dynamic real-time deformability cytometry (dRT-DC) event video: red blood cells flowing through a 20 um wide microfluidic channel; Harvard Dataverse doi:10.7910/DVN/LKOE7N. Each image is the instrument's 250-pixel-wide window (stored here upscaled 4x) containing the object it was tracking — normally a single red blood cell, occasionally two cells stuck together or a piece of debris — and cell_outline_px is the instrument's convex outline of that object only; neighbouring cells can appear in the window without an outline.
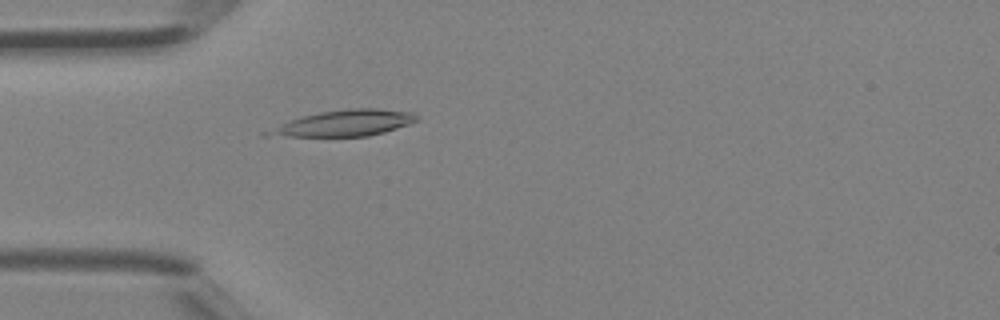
{"species": "Egyptian fruit bat (a non-hibernating species)", "species_latin": "Rousettus aegyptiacus", "temperature_condition": "room temperature", "stored_images_in_passage": 33, "camera_frame_rate_fps": 3000, "um_per_image_px": 0.085, "animal": {"sex": "female"}, "frame": {"image": 1, "passage_image": 4, "time_ms": 1.0, "image_size_px": [1000, 320], "cell_outline_px": [[420, 120], [384, 132], [368, 136], [260, 136], [260, 132], [292, 120], [304, 116], [320, 112], [348, 108], [376, 108], [416, 112]], "centroid_in_image_um": [29.28, 10.46], "position_along_channel_um": 55.7, "area_um2": 22.6}}
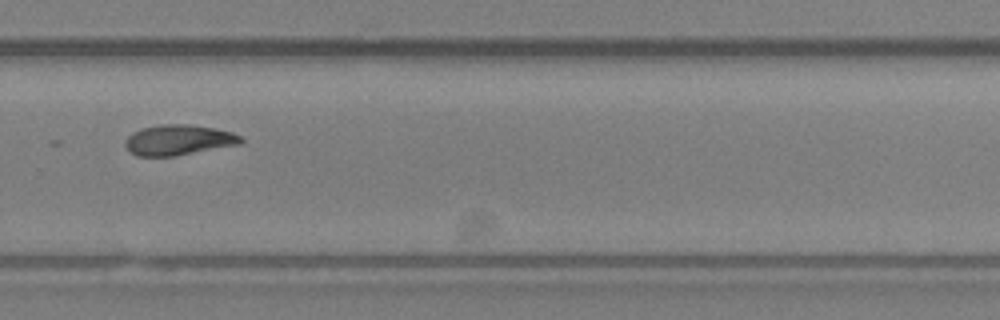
{"frame": {"image": 2, "passage_image": 20, "time_ms": 6.333, "image_size_px": [1000, 320], "cell_outline_px": [[244, 140], [240, 144], [176, 156], [136, 156], [128, 152], [124, 144], [124, 140], [132, 132], [140, 128], [160, 124], [188, 124], [216, 128], [232, 132], [240, 136]], "centroid_in_image_um": [15.13, 11.9], "position_along_channel_um": 314.7, "area_um2": 20.81}}
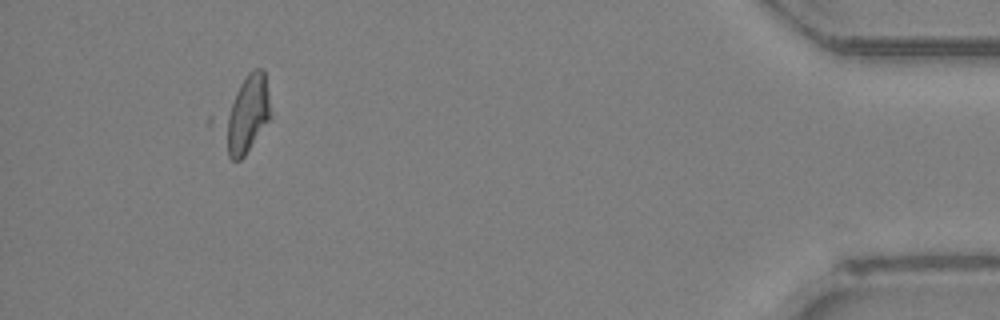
{"frame": {"image": 3, "passage_image": 30, "time_ms": 9.667, "image_size_px": [1000, 320], "cell_outline_px": [[272, 116], [244, 156], [240, 160], [232, 160], [228, 156], [208, 124], [208, 116], [248, 72], [252, 68], [264, 68]], "centroid_in_image_um": [20.59, 9.74], "position_along_channel_um": 414.6, "area_um2": 25.72}}